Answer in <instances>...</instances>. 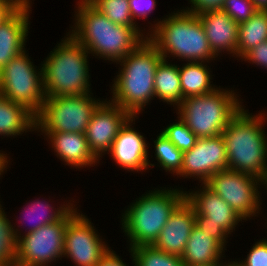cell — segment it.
Segmentation results:
<instances>
[{"label": "cell", "instance_id": "f1b7e54d", "mask_svg": "<svg viewBox=\"0 0 267 266\" xmlns=\"http://www.w3.org/2000/svg\"><path fill=\"white\" fill-rule=\"evenodd\" d=\"M90 3L115 24L137 26L130 13L129 0H91Z\"/></svg>", "mask_w": 267, "mask_h": 266}, {"label": "cell", "instance_id": "7c38bea8", "mask_svg": "<svg viewBox=\"0 0 267 266\" xmlns=\"http://www.w3.org/2000/svg\"><path fill=\"white\" fill-rule=\"evenodd\" d=\"M108 250L85 215L76 212L68 220L63 255L70 257L76 266H96Z\"/></svg>", "mask_w": 267, "mask_h": 266}, {"label": "cell", "instance_id": "8992f818", "mask_svg": "<svg viewBox=\"0 0 267 266\" xmlns=\"http://www.w3.org/2000/svg\"><path fill=\"white\" fill-rule=\"evenodd\" d=\"M185 194L177 189H159L136 200L122 215V228L131 241L130 247L153 245Z\"/></svg>", "mask_w": 267, "mask_h": 266}, {"label": "cell", "instance_id": "d6986e66", "mask_svg": "<svg viewBox=\"0 0 267 266\" xmlns=\"http://www.w3.org/2000/svg\"><path fill=\"white\" fill-rule=\"evenodd\" d=\"M30 7V1L26 2L7 22L0 25V71L25 50Z\"/></svg>", "mask_w": 267, "mask_h": 266}, {"label": "cell", "instance_id": "4316f807", "mask_svg": "<svg viewBox=\"0 0 267 266\" xmlns=\"http://www.w3.org/2000/svg\"><path fill=\"white\" fill-rule=\"evenodd\" d=\"M17 232L0 204V266H16Z\"/></svg>", "mask_w": 267, "mask_h": 266}, {"label": "cell", "instance_id": "74e56055", "mask_svg": "<svg viewBox=\"0 0 267 266\" xmlns=\"http://www.w3.org/2000/svg\"><path fill=\"white\" fill-rule=\"evenodd\" d=\"M195 226L202 232L210 234V236L215 238L223 247L225 246L228 233L221 226H217V224L213 223H195Z\"/></svg>", "mask_w": 267, "mask_h": 266}, {"label": "cell", "instance_id": "e0dca14e", "mask_svg": "<svg viewBox=\"0 0 267 266\" xmlns=\"http://www.w3.org/2000/svg\"><path fill=\"white\" fill-rule=\"evenodd\" d=\"M134 118V119H133ZM136 116L129 118L112 143L109 153L113 160L125 170L141 171L154 166L149 164L148 149L143 135L131 127Z\"/></svg>", "mask_w": 267, "mask_h": 266}, {"label": "cell", "instance_id": "7bdbcfd3", "mask_svg": "<svg viewBox=\"0 0 267 266\" xmlns=\"http://www.w3.org/2000/svg\"><path fill=\"white\" fill-rule=\"evenodd\" d=\"M218 266H240V264L236 261V262H230V263H228V264H226V262H225V265L223 264V262H222V264L220 263Z\"/></svg>", "mask_w": 267, "mask_h": 266}, {"label": "cell", "instance_id": "2e32d148", "mask_svg": "<svg viewBox=\"0 0 267 266\" xmlns=\"http://www.w3.org/2000/svg\"><path fill=\"white\" fill-rule=\"evenodd\" d=\"M194 227L195 209L184 199L171 213L153 246L181 257Z\"/></svg>", "mask_w": 267, "mask_h": 266}, {"label": "cell", "instance_id": "5b68a950", "mask_svg": "<svg viewBox=\"0 0 267 266\" xmlns=\"http://www.w3.org/2000/svg\"><path fill=\"white\" fill-rule=\"evenodd\" d=\"M62 41L42 64L46 97L89 94L88 51L71 35Z\"/></svg>", "mask_w": 267, "mask_h": 266}, {"label": "cell", "instance_id": "d590c367", "mask_svg": "<svg viewBox=\"0 0 267 266\" xmlns=\"http://www.w3.org/2000/svg\"><path fill=\"white\" fill-rule=\"evenodd\" d=\"M155 5V0H129L130 13L133 20L136 19V17H147L148 13H151L156 7Z\"/></svg>", "mask_w": 267, "mask_h": 266}, {"label": "cell", "instance_id": "603a6c76", "mask_svg": "<svg viewBox=\"0 0 267 266\" xmlns=\"http://www.w3.org/2000/svg\"><path fill=\"white\" fill-rule=\"evenodd\" d=\"M162 59L155 72V97L171 105H180L183 100L179 67Z\"/></svg>", "mask_w": 267, "mask_h": 266}, {"label": "cell", "instance_id": "ffe728a7", "mask_svg": "<svg viewBox=\"0 0 267 266\" xmlns=\"http://www.w3.org/2000/svg\"><path fill=\"white\" fill-rule=\"evenodd\" d=\"M60 159L74 167L95 165L98 159L90 151L85 133L43 132Z\"/></svg>", "mask_w": 267, "mask_h": 266}, {"label": "cell", "instance_id": "b9f144b4", "mask_svg": "<svg viewBox=\"0 0 267 266\" xmlns=\"http://www.w3.org/2000/svg\"><path fill=\"white\" fill-rule=\"evenodd\" d=\"M259 183H261L262 185L264 184V186H265V184H266V188H267V167H266V169L264 170V174H263V176L261 177Z\"/></svg>", "mask_w": 267, "mask_h": 266}, {"label": "cell", "instance_id": "4dcf8cb0", "mask_svg": "<svg viewBox=\"0 0 267 266\" xmlns=\"http://www.w3.org/2000/svg\"><path fill=\"white\" fill-rule=\"evenodd\" d=\"M178 123L167 126L161 133L165 135L180 151L190 150L198 137L187 127L180 118Z\"/></svg>", "mask_w": 267, "mask_h": 266}, {"label": "cell", "instance_id": "1f68e13d", "mask_svg": "<svg viewBox=\"0 0 267 266\" xmlns=\"http://www.w3.org/2000/svg\"><path fill=\"white\" fill-rule=\"evenodd\" d=\"M221 10L237 24L247 21L257 11L250 0H225Z\"/></svg>", "mask_w": 267, "mask_h": 266}, {"label": "cell", "instance_id": "e575fe53", "mask_svg": "<svg viewBox=\"0 0 267 266\" xmlns=\"http://www.w3.org/2000/svg\"><path fill=\"white\" fill-rule=\"evenodd\" d=\"M29 0H0V25L7 22Z\"/></svg>", "mask_w": 267, "mask_h": 266}, {"label": "cell", "instance_id": "52a82bcc", "mask_svg": "<svg viewBox=\"0 0 267 266\" xmlns=\"http://www.w3.org/2000/svg\"><path fill=\"white\" fill-rule=\"evenodd\" d=\"M178 107V114L187 127L198 137L222 134L227 124L242 106L234 92L215 88L212 92L186 97Z\"/></svg>", "mask_w": 267, "mask_h": 266}, {"label": "cell", "instance_id": "d4e9b609", "mask_svg": "<svg viewBox=\"0 0 267 266\" xmlns=\"http://www.w3.org/2000/svg\"><path fill=\"white\" fill-rule=\"evenodd\" d=\"M202 63L203 62H189L182 68L179 67L183 99L190 96L207 94L215 89V86L212 87L210 84V70Z\"/></svg>", "mask_w": 267, "mask_h": 266}, {"label": "cell", "instance_id": "44dd1931", "mask_svg": "<svg viewBox=\"0 0 267 266\" xmlns=\"http://www.w3.org/2000/svg\"><path fill=\"white\" fill-rule=\"evenodd\" d=\"M223 249L225 247L215 238L195 226L190 233L181 259L184 266L219 265Z\"/></svg>", "mask_w": 267, "mask_h": 266}, {"label": "cell", "instance_id": "83f0119b", "mask_svg": "<svg viewBox=\"0 0 267 266\" xmlns=\"http://www.w3.org/2000/svg\"><path fill=\"white\" fill-rule=\"evenodd\" d=\"M155 155L162 169L178 173L182 167L183 152L180 151L165 135L160 133L154 141Z\"/></svg>", "mask_w": 267, "mask_h": 266}, {"label": "cell", "instance_id": "d6a6232c", "mask_svg": "<svg viewBox=\"0 0 267 266\" xmlns=\"http://www.w3.org/2000/svg\"><path fill=\"white\" fill-rule=\"evenodd\" d=\"M240 266H267V240H259L250 249L245 261L239 262Z\"/></svg>", "mask_w": 267, "mask_h": 266}, {"label": "cell", "instance_id": "5bb4252c", "mask_svg": "<svg viewBox=\"0 0 267 266\" xmlns=\"http://www.w3.org/2000/svg\"><path fill=\"white\" fill-rule=\"evenodd\" d=\"M106 102H102L93 112L85 131L89 149L98 160L102 153L110 151L120 129L132 117L128 111L110 100Z\"/></svg>", "mask_w": 267, "mask_h": 266}, {"label": "cell", "instance_id": "3957f363", "mask_svg": "<svg viewBox=\"0 0 267 266\" xmlns=\"http://www.w3.org/2000/svg\"><path fill=\"white\" fill-rule=\"evenodd\" d=\"M259 116V117H258ZM262 114L250 115L242 107L222 132L227 154V169L259 179L267 167V138Z\"/></svg>", "mask_w": 267, "mask_h": 266}, {"label": "cell", "instance_id": "4fadbf2b", "mask_svg": "<svg viewBox=\"0 0 267 266\" xmlns=\"http://www.w3.org/2000/svg\"><path fill=\"white\" fill-rule=\"evenodd\" d=\"M227 163L222 135L198 138L190 150L183 152L182 167L177 176H197L204 184L213 174L227 169Z\"/></svg>", "mask_w": 267, "mask_h": 266}, {"label": "cell", "instance_id": "ac0fdd59", "mask_svg": "<svg viewBox=\"0 0 267 266\" xmlns=\"http://www.w3.org/2000/svg\"><path fill=\"white\" fill-rule=\"evenodd\" d=\"M200 19L213 53L226 50L237 56V38L239 24L224 11H210L197 15Z\"/></svg>", "mask_w": 267, "mask_h": 266}, {"label": "cell", "instance_id": "cb8c5ba5", "mask_svg": "<svg viewBox=\"0 0 267 266\" xmlns=\"http://www.w3.org/2000/svg\"><path fill=\"white\" fill-rule=\"evenodd\" d=\"M267 41V10H257L247 21L239 24L237 56L242 57L252 48Z\"/></svg>", "mask_w": 267, "mask_h": 266}, {"label": "cell", "instance_id": "30bf717a", "mask_svg": "<svg viewBox=\"0 0 267 266\" xmlns=\"http://www.w3.org/2000/svg\"><path fill=\"white\" fill-rule=\"evenodd\" d=\"M77 212L73 207L59 220L17 239L16 266H48L63 256L65 229Z\"/></svg>", "mask_w": 267, "mask_h": 266}, {"label": "cell", "instance_id": "836d02e7", "mask_svg": "<svg viewBox=\"0 0 267 266\" xmlns=\"http://www.w3.org/2000/svg\"><path fill=\"white\" fill-rule=\"evenodd\" d=\"M191 8L185 12L200 15L205 12L221 10L225 0H190Z\"/></svg>", "mask_w": 267, "mask_h": 266}, {"label": "cell", "instance_id": "7a4b0ae2", "mask_svg": "<svg viewBox=\"0 0 267 266\" xmlns=\"http://www.w3.org/2000/svg\"><path fill=\"white\" fill-rule=\"evenodd\" d=\"M163 59L147 39L121 61V69L113 84L111 102L136 116L155 96V72Z\"/></svg>", "mask_w": 267, "mask_h": 266}, {"label": "cell", "instance_id": "8d00e7d4", "mask_svg": "<svg viewBox=\"0 0 267 266\" xmlns=\"http://www.w3.org/2000/svg\"><path fill=\"white\" fill-rule=\"evenodd\" d=\"M245 61H251L257 65L267 68V41L262 42L258 46L248 51L242 59Z\"/></svg>", "mask_w": 267, "mask_h": 266}, {"label": "cell", "instance_id": "ab89813d", "mask_svg": "<svg viewBox=\"0 0 267 266\" xmlns=\"http://www.w3.org/2000/svg\"><path fill=\"white\" fill-rule=\"evenodd\" d=\"M257 10H267V0H250Z\"/></svg>", "mask_w": 267, "mask_h": 266}, {"label": "cell", "instance_id": "f546056e", "mask_svg": "<svg viewBox=\"0 0 267 266\" xmlns=\"http://www.w3.org/2000/svg\"><path fill=\"white\" fill-rule=\"evenodd\" d=\"M43 203L44 202L37 200L36 202H33V204L31 203V205H28V208L27 207L25 208L26 210H28L27 212H28L29 216L30 215L32 216L33 220L36 217H37L36 220L39 218L35 222L36 224L32 225L31 228H29V231H27V233L36 231L38 228H40L41 226H44L46 224H50V223H53L55 221H59L72 208V206L67 204V205H62V207L60 206L58 209H55V211L51 212L50 210L53 208L50 206V204H48L47 202H45L44 204ZM37 208H44L46 210L45 212L50 211L51 214L47 213L48 216L44 215L45 214L44 212H43V214H40V213H38V211L41 209H37ZM41 211H43V210H41Z\"/></svg>", "mask_w": 267, "mask_h": 266}, {"label": "cell", "instance_id": "6da1fadb", "mask_svg": "<svg viewBox=\"0 0 267 266\" xmlns=\"http://www.w3.org/2000/svg\"><path fill=\"white\" fill-rule=\"evenodd\" d=\"M78 5L76 26L69 35L89 54L119 62L148 39L138 27L113 23L87 0H80Z\"/></svg>", "mask_w": 267, "mask_h": 266}, {"label": "cell", "instance_id": "9c48e42d", "mask_svg": "<svg viewBox=\"0 0 267 266\" xmlns=\"http://www.w3.org/2000/svg\"><path fill=\"white\" fill-rule=\"evenodd\" d=\"M39 70H35L24 50L0 71V94L25 106L35 116L46 99L42 69Z\"/></svg>", "mask_w": 267, "mask_h": 266}, {"label": "cell", "instance_id": "f35d334b", "mask_svg": "<svg viewBox=\"0 0 267 266\" xmlns=\"http://www.w3.org/2000/svg\"><path fill=\"white\" fill-rule=\"evenodd\" d=\"M96 266H126L125 263L110 249L103 255Z\"/></svg>", "mask_w": 267, "mask_h": 266}, {"label": "cell", "instance_id": "7402d4cb", "mask_svg": "<svg viewBox=\"0 0 267 266\" xmlns=\"http://www.w3.org/2000/svg\"><path fill=\"white\" fill-rule=\"evenodd\" d=\"M33 127V128H32ZM36 127V116L25 106L0 94V135L16 136Z\"/></svg>", "mask_w": 267, "mask_h": 266}, {"label": "cell", "instance_id": "ba28073f", "mask_svg": "<svg viewBox=\"0 0 267 266\" xmlns=\"http://www.w3.org/2000/svg\"><path fill=\"white\" fill-rule=\"evenodd\" d=\"M90 94L46 97L36 115V130L42 132L85 133L93 112L103 101Z\"/></svg>", "mask_w": 267, "mask_h": 266}, {"label": "cell", "instance_id": "277c9868", "mask_svg": "<svg viewBox=\"0 0 267 266\" xmlns=\"http://www.w3.org/2000/svg\"><path fill=\"white\" fill-rule=\"evenodd\" d=\"M152 32L148 40L158 49L164 59L169 53L189 62L205 63L217 57L209 45L198 16L185 10L182 12L178 10L159 21Z\"/></svg>", "mask_w": 267, "mask_h": 266}, {"label": "cell", "instance_id": "9a60e30c", "mask_svg": "<svg viewBox=\"0 0 267 266\" xmlns=\"http://www.w3.org/2000/svg\"><path fill=\"white\" fill-rule=\"evenodd\" d=\"M203 185L200 192L185 194V199L195 209V223L217 224L230 234L243 218L219 195Z\"/></svg>", "mask_w": 267, "mask_h": 266}, {"label": "cell", "instance_id": "484cf974", "mask_svg": "<svg viewBox=\"0 0 267 266\" xmlns=\"http://www.w3.org/2000/svg\"><path fill=\"white\" fill-rule=\"evenodd\" d=\"M134 266H184L180 256L168 254L153 245L130 248Z\"/></svg>", "mask_w": 267, "mask_h": 266}, {"label": "cell", "instance_id": "60d3db41", "mask_svg": "<svg viewBox=\"0 0 267 266\" xmlns=\"http://www.w3.org/2000/svg\"><path fill=\"white\" fill-rule=\"evenodd\" d=\"M8 164L7 156L3 153H0V175L6 168V165Z\"/></svg>", "mask_w": 267, "mask_h": 266}, {"label": "cell", "instance_id": "8fae6325", "mask_svg": "<svg viewBox=\"0 0 267 266\" xmlns=\"http://www.w3.org/2000/svg\"><path fill=\"white\" fill-rule=\"evenodd\" d=\"M259 181L255 176L225 169L213 174L204 184L246 220L260 211Z\"/></svg>", "mask_w": 267, "mask_h": 266}]
</instances>
